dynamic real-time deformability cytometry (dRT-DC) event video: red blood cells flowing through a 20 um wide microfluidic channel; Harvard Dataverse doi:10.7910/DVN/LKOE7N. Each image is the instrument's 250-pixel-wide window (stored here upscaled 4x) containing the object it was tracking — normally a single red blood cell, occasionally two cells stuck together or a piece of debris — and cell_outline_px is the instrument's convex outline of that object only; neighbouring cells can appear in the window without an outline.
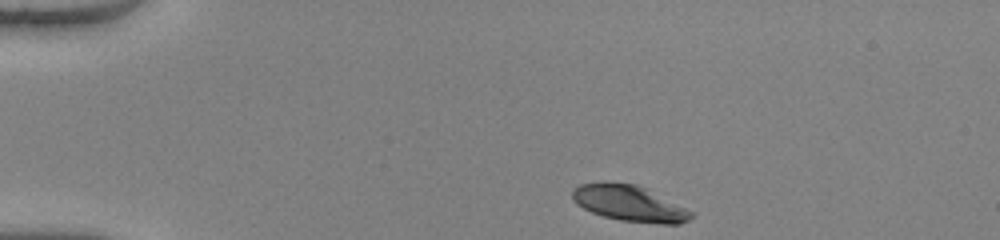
{"species": "human", "species_latin": "Homo sapiens", "temperature_condition": "warm", "stored_images_in_passage": 42, "camera_frame_rate_fps": 3000, "um_per_image_px": 0.085, "donor": {"sex": "female"}, "frame": {"image": 1, "passage_image": 1, "time_ms": 0.0, "image_size_px": [1000, 240], "cell_outline_px": [[696, 212], [688, 220], [680, 224], [660, 224], [620, 220], [604, 216], [592, 212], [576, 204], [572, 200], [572, 192], [580, 184], [604, 180], [636, 184]], "centroid_in_image_um": [53.5, 17.27], "position_along_channel_um": 31.5, "area_um2": 25.14}}
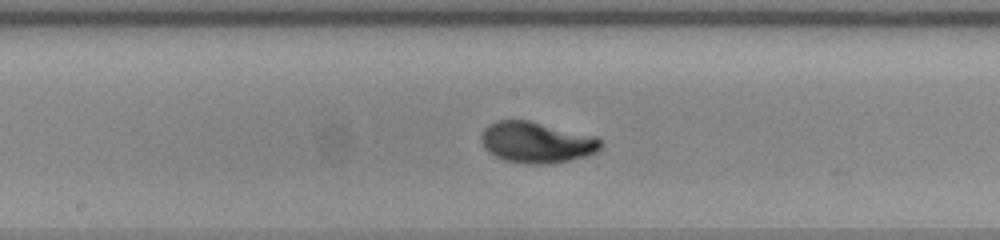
{"frame": {"image": 2, "passage_image": 19, "time_ms": 6.0, "image_size_px": [1000, 240], "cell_outline_px": [[600, 148], [596, 152], [584, 156], [552, 164], [524, 164], [504, 160], [488, 152], [484, 148], [480, 140], [480, 136], [484, 128], [488, 124], [496, 120], [528, 120], [596, 136], [600, 140]], "centroid_in_image_um": [45.55, 12.1], "position_along_channel_um": 202.7, "area_um2": 28.67}}
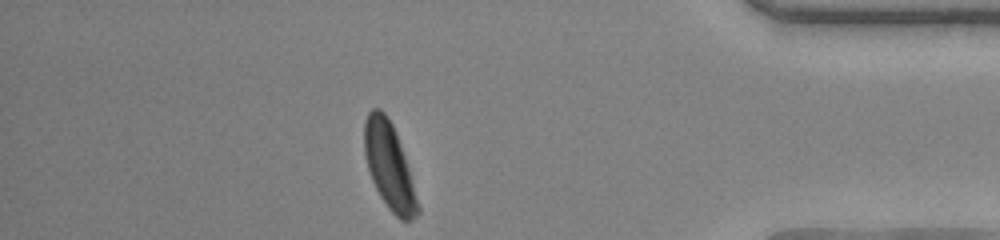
{"frame": {"image": 3, "passage_image": 36, "time_ms": 11.667, "image_size_px": [1000, 240], "cell_outline_px": [[420, 212], [412, 220], [400, 220], [388, 208], [380, 196], [372, 180], [368, 168], [364, 152], [364, 120], [368, 112], [372, 108], [380, 108], [384, 112], [392, 124], [396, 132], [408, 168], [420, 208]], "centroid_in_image_um": [33.07, 14.11], "position_along_channel_um": 402.1, "area_um2": 26.53}, "authors_computed_cell_mechanics": {"area_um2": 27.1949, "velocity_mm_per_s": 4.0683, "shape_relaxation_time_tau1_ms": 2.7242, "shape_relaxation_time_tau2_ms": null, "deformation_change_tau1": 0.1925, "deformation_change_tau2": null}}